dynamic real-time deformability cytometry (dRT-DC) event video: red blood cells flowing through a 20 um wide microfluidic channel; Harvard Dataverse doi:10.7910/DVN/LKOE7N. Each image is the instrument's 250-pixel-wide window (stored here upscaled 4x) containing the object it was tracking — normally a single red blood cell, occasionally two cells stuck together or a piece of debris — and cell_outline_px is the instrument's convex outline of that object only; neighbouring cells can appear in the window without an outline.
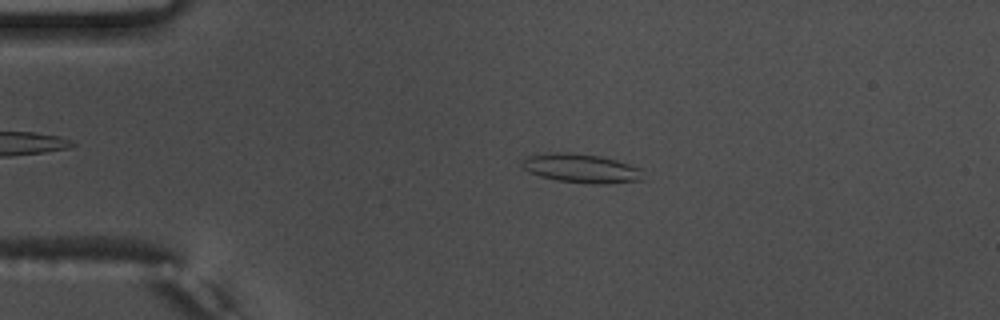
{"species": "common noctule bat (a hibernating species)", "species_latin": "Nyctalus noctula", "temperature_condition": "warm", "stored_images_in_passage": 46, "camera_frame_rate_fps": 3000, "um_per_image_px": 0.085, "animal": {"sex": "male", "body_mass_g": 17.5, "forearm_length_mm": 52.3}, "frame": {"image": 1, "passage_image": 4, "time_ms": 1.0, "image_size_px": [1000, 320], "cell_outline_px": [[644, 180], [604, 184], [588, 184], [556, 180], [540, 176], [528, 172], [520, 164], [528, 156], [556, 152], [568, 152], [600, 156], [616, 160], [640, 168]], "centroid_in_image_um": [49.41, 14.32], "position_along_channel_um": 35.6, "area_um2": 20.4}}
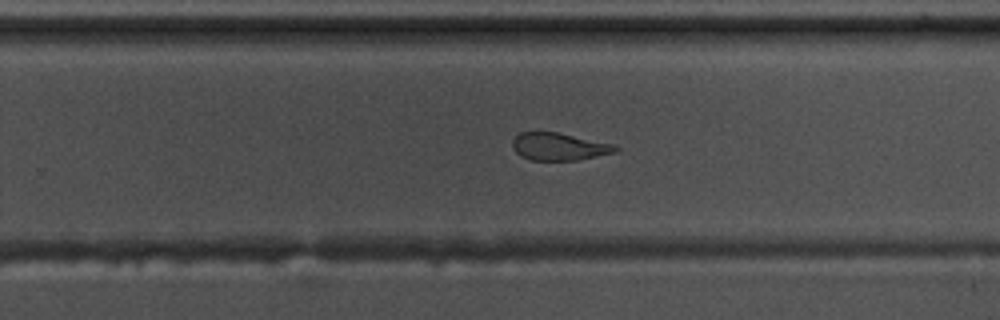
{"frame": {"image": 2, "passage_image": 27, "time_ms": 8.667, "image_size_px": [1000, 320], "cell_outline_px": [[620, 148], [616, 152], [576, 160], [532, 160], [520, 156], [512, 148], [512, 140], [520, 132], [556, 132], [612, 144]], "centroid_in_image_um": [47.47, 12.46], "position_along_channel_um": 282.3, "area_um2": 16.3}}
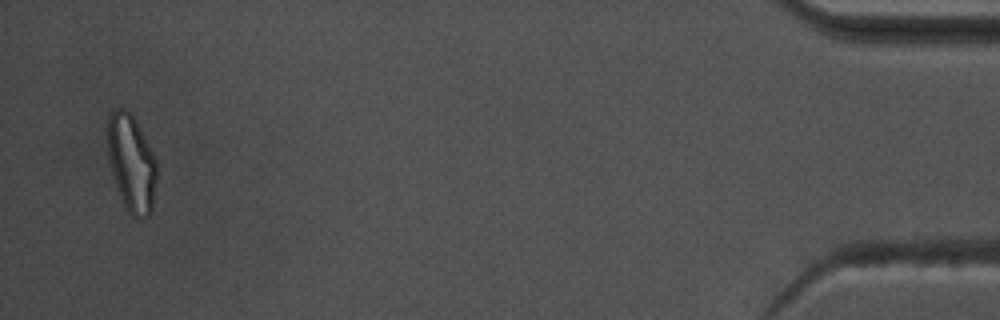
{"frame": {"image": 3, "passage_image": 45, "time_ms": 14.667, "image_size_px": [1000, 320], "cell_outline_px": [[156, 184], [152, 212], [144, 220], [140, 220], [132, 216], [128, 212], [120, 196], [112, 172], [108, 156], [108, 116], [112, 112], [120, 108], [124, 108], [132, 116], [148, 144], [156, 160]], "centroid_in_image_um": [11.19, 13.95], "position_along_channel_um": 424.0, "area_um2": 27.46}, "authors_computed_cell_mechanics": {"area_um2": 18.9006, "velocity_mm_per_s": 3.7674, "shape_relaxation_time_tau1_ms": 8.9866, "shape_relaxation_time_tau2_ms": 2.7041, "deformation_change_tau1": 0.2201, "deformation_change_tau2": 0.0878}}